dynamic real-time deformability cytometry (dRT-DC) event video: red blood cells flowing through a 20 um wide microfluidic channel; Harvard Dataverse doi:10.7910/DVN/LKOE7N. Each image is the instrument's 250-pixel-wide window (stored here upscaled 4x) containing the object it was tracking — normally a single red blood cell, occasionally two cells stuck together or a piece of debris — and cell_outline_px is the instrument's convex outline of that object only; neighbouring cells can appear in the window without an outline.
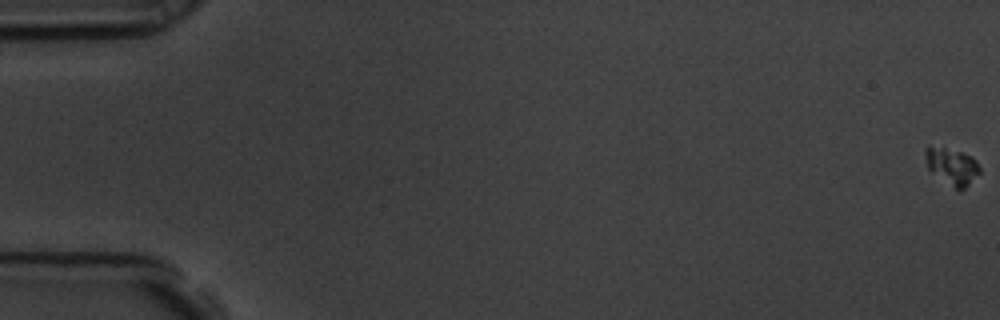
{"species": "common noctule bat (a hibernating species)", "species_latin": "Nyctalus noctula", "temperature_condition": "room temperature", "stored_images_in_passage": 59, "camera_frame_rate_fps": 3000, "um_per_image_px": 0.085, "animal": {"sex": "male", "body_mass_g": 19.5, "forearm_length_mm": 54.6}, "frame": {"image": 1, "passage_image": 1, "time_ms": 0.0, "image_size_px": [1000, 320], "cell_outline_px": [[980, 172], [964, 188], [956, 188], [928, 168], [924, 156], [924, 152], [928, 144], [960, 152], [976, 160], [980, 168]], "centroid_in_image_um": [80.88, 14.08], "position_along_channel_um": 4.1, "area_um2": 11.1}}
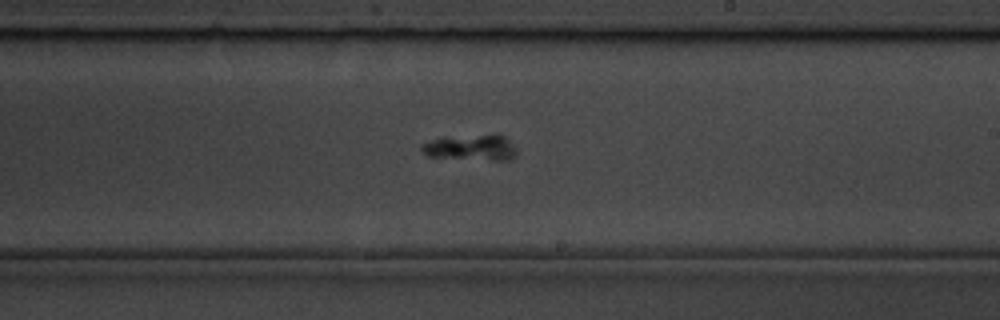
{"frame": {"image": 2, "passage_image": 36, "time_ms": 11.667, "image_size_px": [1000, 320], "cell_outline_px": [[516, 156], [508, 160], [492, 160], [428, 156], [420, 148], [420, 144], [440, 136], [504, 136], [508, 140], [516, 152]], "centroid_in_image_um": [39.95, 12.55], "position_along_channel_um": 249.0, "area_um2": 13.93}}
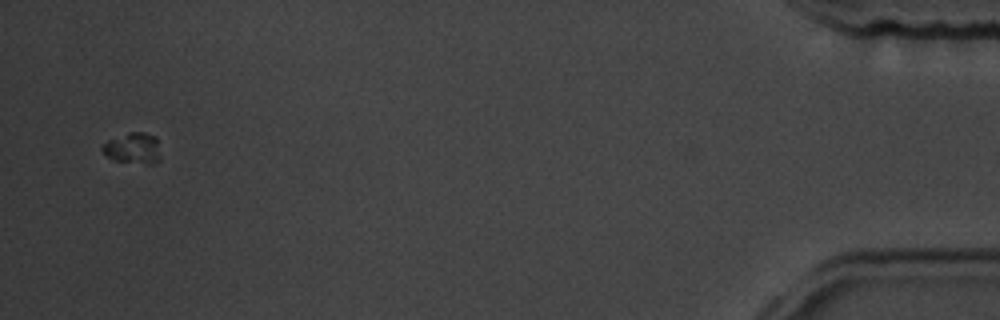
{"frame": {"image": 3, "passage_image": 58, "time_ms": 19.0, "image_size_px": [1000, 320], "cell_outline_px": [[160, 160], [152, 164], [148, 164], [116, 160], [108, 156], [100, 148], [108, 140], [128, 132], [144, 132], [156, 136], [160, 156]], "centroid_in_image_um": [11.34, 12.58], "position_along_channel_um": 423.9, "area_um2": 10.4}}